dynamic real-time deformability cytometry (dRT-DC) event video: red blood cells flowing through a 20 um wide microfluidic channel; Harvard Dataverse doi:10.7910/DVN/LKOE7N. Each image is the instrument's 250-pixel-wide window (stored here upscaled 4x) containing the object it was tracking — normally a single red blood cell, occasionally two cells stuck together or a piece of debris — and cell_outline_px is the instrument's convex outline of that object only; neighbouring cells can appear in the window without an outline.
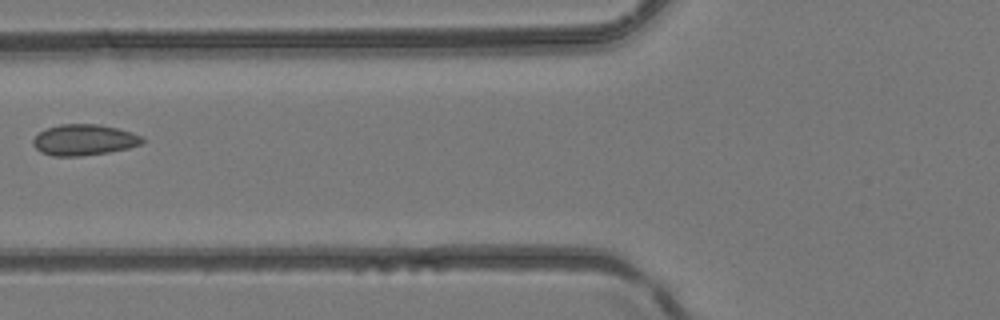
{"species": "common noctule bat (a hibernating species)", "species_latin": "Nyctalus noctula", "temperature_condition": "room temperature", "stored_images_in_passage": 5, "camera_frame_rate_fps": 3000, "um_per_image_px": 0.085, "animal": {"sex": "female", "body_mass_g": 24.6, "forearm_length_mm": 56.2}, "frame": {"image": 1, "passage_image": 5, "time_ms": 1.333, "image_size_px": [1000, 320], "cell_outline_px": [[144, 140], [140, 144], [128, 148], [108, 152], [80, 156], [52, 156], [40, 152], [32, 144], [32, 140], [40, 132], [48, 128], [60, 124], [96, 124], [116, 128], [132, 132], [144, 136]], "centroid_in_image_um": [7.14, 11.89], "position_along_channel_um": 118.7, "area_um2": 19.65}}